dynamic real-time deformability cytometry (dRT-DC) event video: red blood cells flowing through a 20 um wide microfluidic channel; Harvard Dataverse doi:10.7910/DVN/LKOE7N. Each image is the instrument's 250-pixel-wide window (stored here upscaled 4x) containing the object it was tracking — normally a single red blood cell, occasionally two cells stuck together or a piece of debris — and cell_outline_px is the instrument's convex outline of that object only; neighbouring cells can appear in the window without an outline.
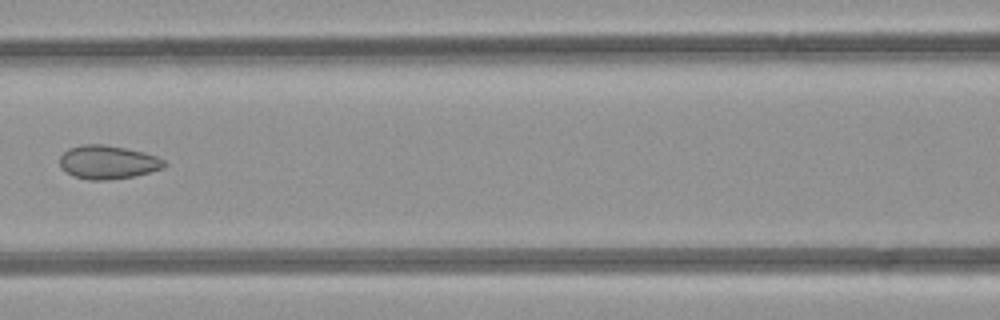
{"species": "common noctule bat (a hibernating species)", "species_latin": "Nyctalus noctula", "temperature_condition": "room temperature", "stored_images_in_passage": 9, "segment_of_instrument_passage": [1, 2], "camera_frame_rate_fps": 3000, "um_per_image_px": 0.085, "animal": {"sex": "female", "body_mass_g": 21.9}, "frame": {"image": 1, "passage_image": 7, "time_ms": 7.0, "image_size_px": [1000, 320], "cell_outline_px": [[168, 164], [164, 168], [132, 176], [108, 180], [88, 180], [72, 176], [60, 168], [60, 156], [68, 148], [84, 144], [104, 144], [144, 152], [156, 156], [164, 160]], "centroid_in_image_um": [9.14, 13.79], "position_along_channel_um": 157.5, "area_um2": 20.52}}
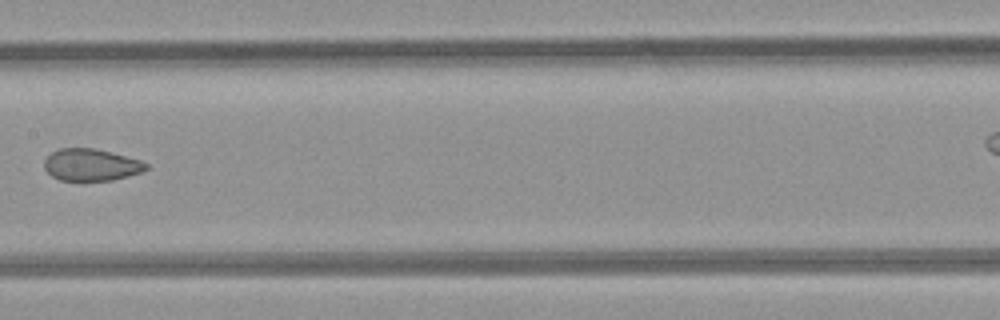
{"frame": {"image": 2, "passage_image": 8, "time_ms": 8.0, "image_size_px": [1000, 320], "cell_outline_px": [[148, 168], [140, 172], [128, 176], [112, 180], [60, 180], [52, 176], [44, 168], [44, 160], [52, 152], [60, 148], [92, 148], [112, 152], [140, 160], [148, 164]], "centroid_in_image_um": [7.74, 14.0], "position_along_channel_um": 199.7, "area_um2": 18.84}}